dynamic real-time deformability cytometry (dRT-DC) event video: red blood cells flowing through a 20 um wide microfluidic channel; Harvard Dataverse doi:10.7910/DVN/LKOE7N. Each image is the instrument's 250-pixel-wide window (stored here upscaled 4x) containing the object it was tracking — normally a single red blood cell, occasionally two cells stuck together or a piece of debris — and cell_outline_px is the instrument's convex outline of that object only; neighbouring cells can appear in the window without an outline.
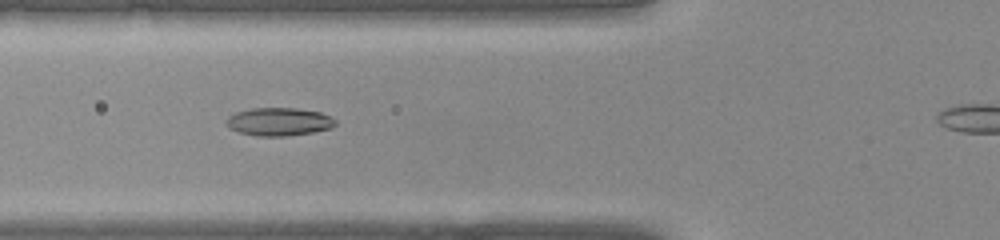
{"species": "common noctule bat (a hibernating species)", "species_latin": "Nyctalus noctula", "temperature_condition": "warm", "stored_images_in_passage": 26, "camera_frame_rate_fps": 3000, "um_per_image_px": 0.085, "animal": {"sex": "female", "body_mass_g": 22.0, "forearm_length_mm": 56.7}, "frame": {"image": 1, "passage_image": 6, "time_ms": 1.667, "image_size_px": [1000, 240], "cell_outline_px": [[336, 124], [328, 128], [312, 132], [288, 136], [260, 136], [240, 132], [228, 128], [224, 124], [224, 120], [228, 116], [236, 112], [252, 108], [296, 108], [320, 112], [336, 120]], "centroid_in_image_um": [23.64, 10.34], "position_along_channel_um": 102.2, "area_um2": 17.8}}
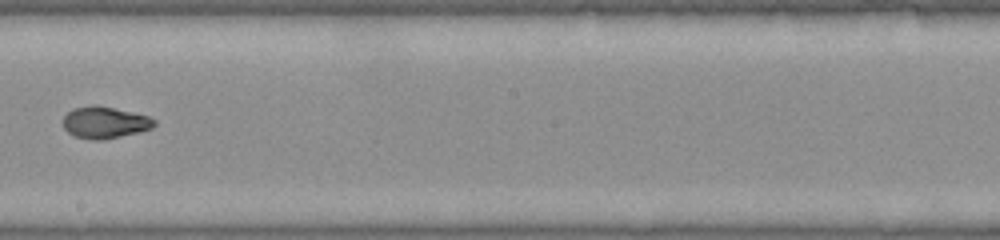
{"frame": {"image": 2, "passage_image": 14, "time_ms": 4.333, "image_size_px": [1000, 240], "cell_outline_px": [[156, 124], [152, 128], [140, 132], [100, 140], [92, 140], [76, 136], [68, 132], [64, 128], [64, 116], [72, 108], [96, 104], [148, 116], [156, 120]], "centroid_in_image_um": [8.91, 10.4], "position_along_channel_um": 239.3, "area_um2": 16.76}}
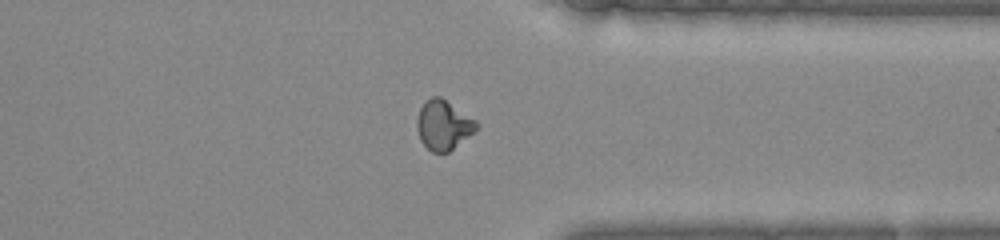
{"frame": {"image": 3, "passage_image": 22, "time_ms": 7.0, "image_size_px": [1000, 240], "cell_outline_px": [[480, 128], [448, 152], [432, 152], [420, 140], [416, 128], [416, 120], [420, 108], [432, 96], [440, 96], [476, 120], [480, 124]], "centroid_in_image_um": [37.71, 10.63], "position_along_channel_um": 373.7, "area_um2": 17.17}}